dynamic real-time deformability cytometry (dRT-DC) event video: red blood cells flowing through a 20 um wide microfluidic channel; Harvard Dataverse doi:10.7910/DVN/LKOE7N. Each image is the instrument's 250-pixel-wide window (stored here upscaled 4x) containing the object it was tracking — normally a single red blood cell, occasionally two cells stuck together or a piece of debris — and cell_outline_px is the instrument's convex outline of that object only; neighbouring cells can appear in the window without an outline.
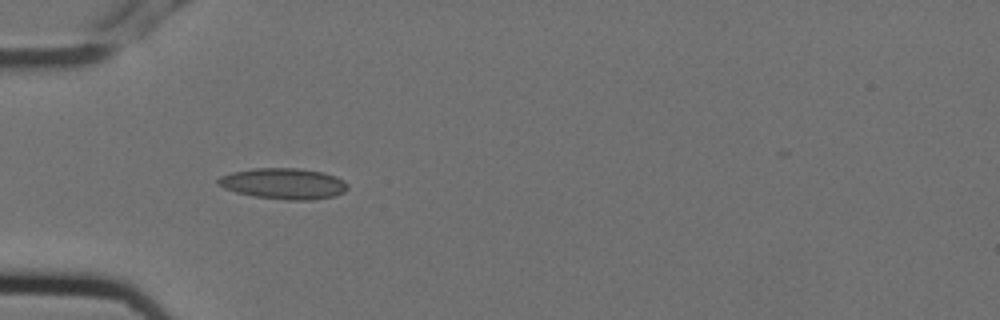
{"species": "Egyptian fruit bat (a non-hibernating species)", "species_latin": "Rousettus aegyptiacus", "temperature_condition": "cold", "stored_images_in_passage": 5, "camera_frame_rate_fps": 3000, "um_per_image_px": 0.085, "animal": {"sex": "female"}, "frame": {"image": 1, "passage_image": 4, "time_ms": 1.0, "image_size_px": [1000, 320], "cell_outline_px": [[348, 188], [344, 192], [336, 196], [312, 200], [288, 200], [252, 196], [236, 192], [224, 188], [216, 184], [216, 180], [220, 176], [232, 172], [252, 168], [300, 168], [324, 172], [336, 176], [344, 180], [348, 184]], "centroid_in_image_um": [24.12, 15.6], "position_along_channel_um": 60.9, "area_um2": 23.7}}
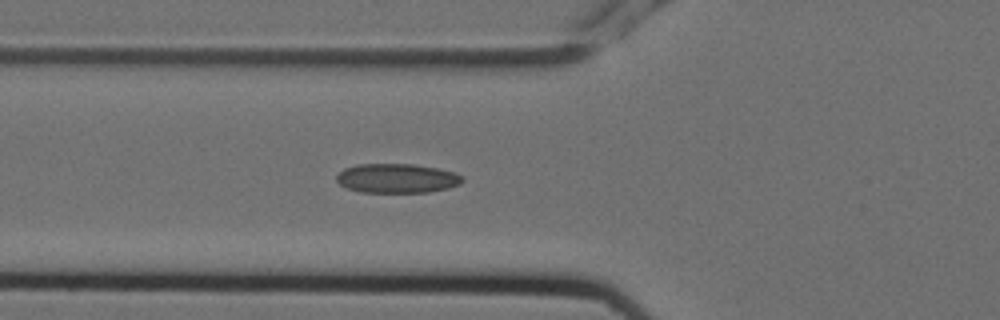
{"frame": {"image": 2, "passage_image": 5, "time_ms": 1.333, "image_size_px": [1000, 320], "cell_outline_px": [[464, 180], [460, 184], [448, 188], [428, 192], [360, 192], [348, 188], [340, 184], [336, 180], [336, 176], [344, 168], [356, 164], [412, 164], [436, 168], [452, 172], [464, 176]], "centroid_in_image_um": [33.73, 15.15], "position_along_channel_um": 92.1, "area_um2": 21.44}}